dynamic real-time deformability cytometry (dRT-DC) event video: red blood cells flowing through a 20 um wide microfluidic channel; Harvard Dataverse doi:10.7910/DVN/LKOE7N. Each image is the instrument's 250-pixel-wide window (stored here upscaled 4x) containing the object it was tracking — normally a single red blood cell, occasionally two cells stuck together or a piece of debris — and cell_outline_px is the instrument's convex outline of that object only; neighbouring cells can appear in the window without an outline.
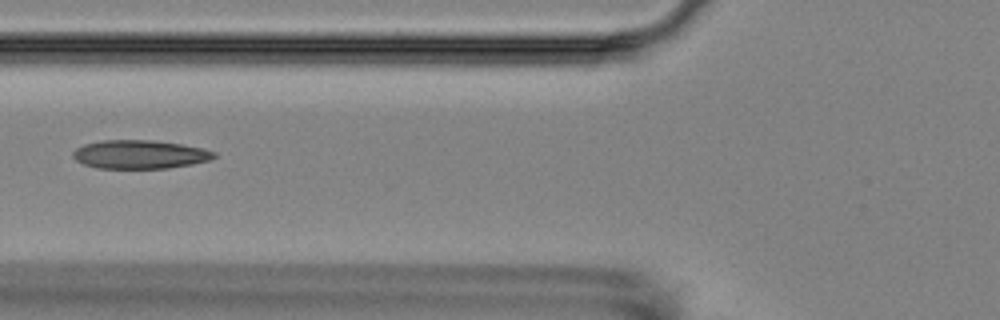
{"species": "Egyptian fruit bat (a non-hibernating species)", "species_latin": "Rousettus aegyptiacus", "temperature_condition": "room temperature", "stored_images_in_passage": 7, "camera_frame_rate_fps": 3000, "um_per_image_px": 0.085, "animal": {"sex": "female"}, "frame": {"image": 1, "passage_image": 7, "time_ms": 6.667, "image_size_px": [1000, 320], "cell_outline_px": [[216, 156], [208, 160], [192, 164], [168, 168], [96, 168], [84, 164], [76, 160], [72, 156], [72, 152], [76, 148], [84, 144], [100, 140], [156, 140], [204, 148], [216, 152]], "centroid_in_image_um": [11.87, 13.12], "position_along_channel_um": 113.9, "area_um2": 23.58}}